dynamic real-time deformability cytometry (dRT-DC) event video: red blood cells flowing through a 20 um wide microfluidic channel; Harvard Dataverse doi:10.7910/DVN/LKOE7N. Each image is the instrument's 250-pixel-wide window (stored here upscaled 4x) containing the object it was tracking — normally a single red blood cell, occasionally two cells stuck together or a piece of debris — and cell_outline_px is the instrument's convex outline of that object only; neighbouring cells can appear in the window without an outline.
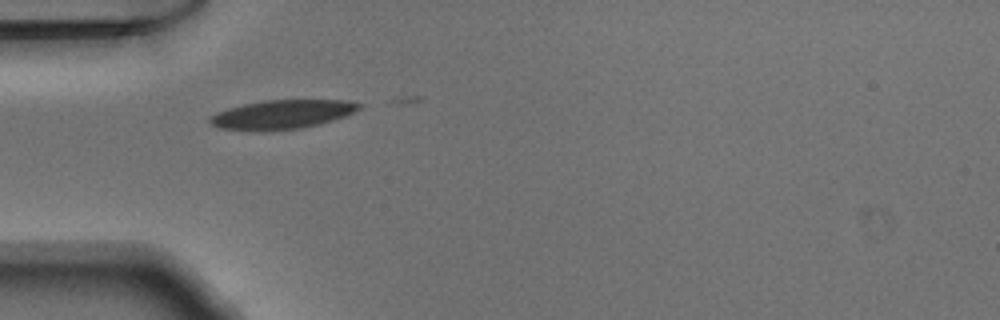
{"species": "Egyptian fruit bat (a non-hibernating species)", "species_latin": "Rousettus aegyptiacus", "temperature_condition": "warm", "stored_images_in_passage": 6, "camera_frame_rate_fps": 3000, "um_per_image_px": 0.085, "animal": {"sex": "male"}, "frame": {"image": 1, "passage_image": 1, "time_ms": 0.0, "image_size_px": [1000, 320], "cell_outline_px": [[364, 104], [360, 108], [344, 116], [320, 124], [300, 128], [216, 128], [208, 120], [208, 116], [216, 112], [228, 108], [244, 104], [264, 100], [344, 100]], "centroid_in_image_um": [24.0, 9.68], "position_along_channel_um": 61.0, "area_um2": 24.22}}
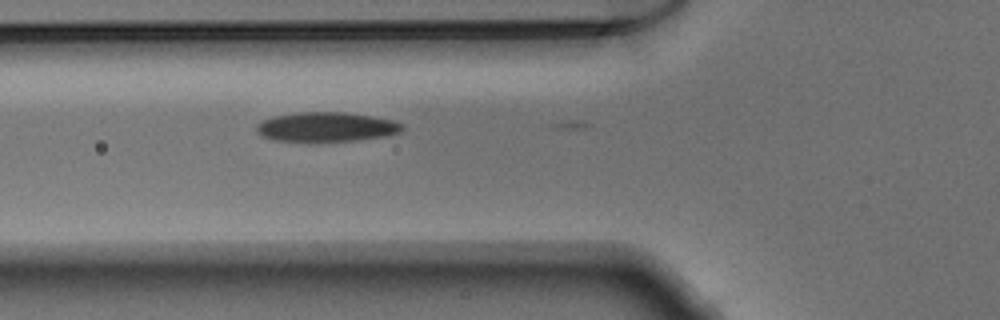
{"frame": {"image": 2, "passage_image": 4, "time_ms": 1.0, "image_size_px": [1000, 320], "cell_outline_px": [[404, 128], [400, 132], [388, 136], [356, 140], [308, 144], [272, 140], [256, 132], [256, 124], [272, 116], [300, 112], [344, 112], [372, 116], [392, 120], [404, 124]], "centroid_in_image_um": [27.71, 10.83], "position_along_channel_um": 98.1, "area_um2": 25.95}}